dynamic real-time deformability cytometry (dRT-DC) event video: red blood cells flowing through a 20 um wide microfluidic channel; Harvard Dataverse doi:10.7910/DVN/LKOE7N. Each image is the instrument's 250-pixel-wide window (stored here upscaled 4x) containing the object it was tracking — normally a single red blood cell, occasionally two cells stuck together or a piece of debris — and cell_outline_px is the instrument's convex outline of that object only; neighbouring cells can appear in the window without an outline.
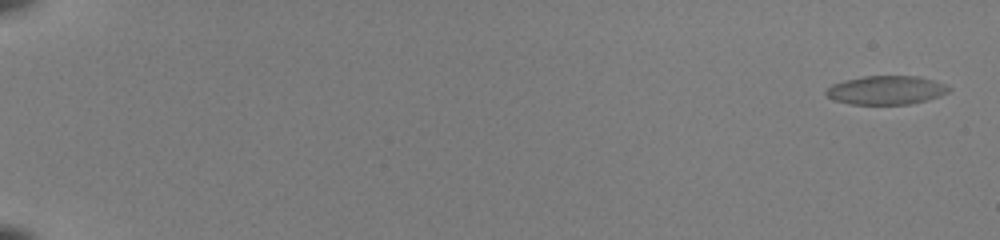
{"species": "common noctule bat (a hibernating species)", "species_latin": "Nyctalus noctula", "temperature_condition": "room temperature", "stored_images_in_passage": 2, "camera_frame_rate_fps": 3000, "um_per_image_px": 0.085, "animal": {"sex": "female", "body_mass_g": 22.0, "forearm_length_mm": 56.7}, "frame": {"image": 1, "passage_image": 2, "time_ms": 0.333, "image_size_px": [1000, 240], "cell_outline_px": [[952, 88], [948, 92], [940, 96], [908, 104], [852, 104], [836, 100], [828, 96], [824, 92], [832, 84], [844, 80], [864, 76], [916, 76], [932, 80], [944, 84]], "centroid_in_image_um": [75.32, 7.65], "position_along_channel_um": 9.7, "area_um2": 20.29}}